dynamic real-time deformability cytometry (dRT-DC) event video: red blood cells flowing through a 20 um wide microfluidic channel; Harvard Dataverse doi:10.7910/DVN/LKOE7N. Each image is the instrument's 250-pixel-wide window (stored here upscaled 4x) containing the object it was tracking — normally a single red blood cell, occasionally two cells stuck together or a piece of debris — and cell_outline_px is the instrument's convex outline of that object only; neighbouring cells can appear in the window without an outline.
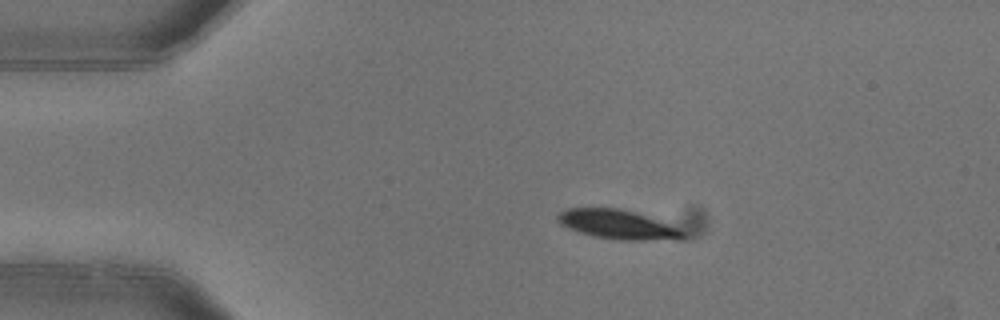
{"species": "common noctule bat (a hibernating species)", "species_latin": "Nyctalus noctula", "temperature_condition": "warm", "stored_images_in_passage": 5, "camera_frame_rate_fps": 3000, "um_per_image_px": 0.085, "animal": {"sex": "female"}, "frame": {"image": 1, "passage_image": 2, "time_ms": 0.333, "image_size_px": [1000, 320], "cell_outline_px": [[684, 236], [680, 240], [620, 240], [596, 236], [580, 232], [568, 228], [560, 224], [556, 220], [556, 216], [560, 212], [568, 208], [620, 208], [636, 212], [668, 224], [684, 232]], "centroid_in_image_um": [52.48, 19.08], "position_along_channel_um": 32.5, "area_um2": 21.15}}
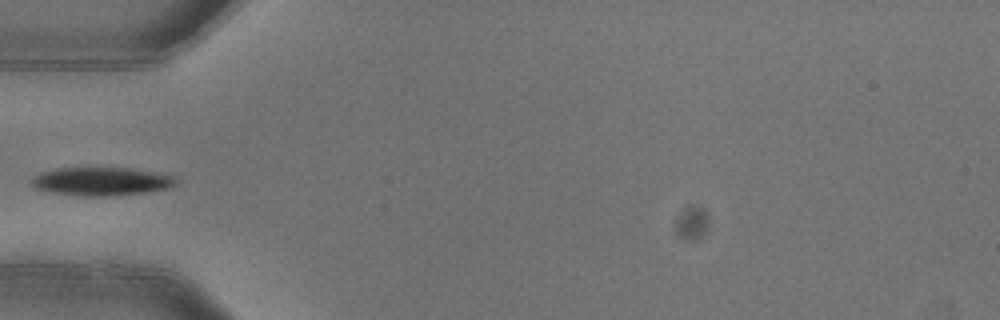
{"frame": {"image": 2, "passage_image": 4, "time_ms": 1.0, "image_size_px": [1000, 320], "cell_outline_px": [[176, 184], [168, 188], [144, 192], [116, 196], [80, 196], [56, 192], [36, 188], [28, 184], [28, 180], [40, 172], [56, 168], [128, 168], [156, 172], [176, 176]], "centroid_in_image_um": [8.59, 15.41], "position_along_channel_um": 76.4, "area_um2": 23.93}}